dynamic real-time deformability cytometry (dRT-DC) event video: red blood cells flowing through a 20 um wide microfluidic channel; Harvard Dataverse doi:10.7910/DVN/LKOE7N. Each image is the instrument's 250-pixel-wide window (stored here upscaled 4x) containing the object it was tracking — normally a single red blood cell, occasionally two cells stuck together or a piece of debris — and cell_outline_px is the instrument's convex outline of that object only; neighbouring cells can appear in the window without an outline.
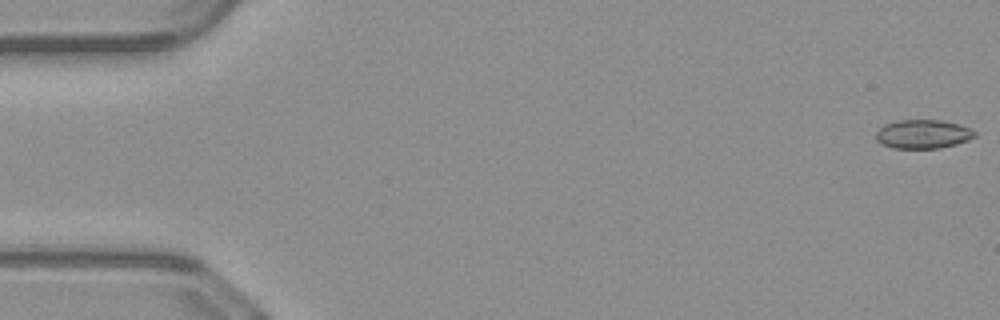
{"species": "common noctule bat (a hibernating species)", "species_latin": "Nyctalus noctula", "temperature_condition": "warm", "stored_images_in_passage": 51, "camera_frame_rate_fps": 3000, "um_per_image_px": 0.085, "animal": {"sex": "male", "body_mass_g": 23.1, "forearm_length_mm": 52.7}, "frame": {"image": 1, "passage_image": 1, "time_ms": 0.0, "image_size_px": [1000, 320], "cell_outline_px": [[976, 136], [968, 140], [956, 144], [940, 148], [892, 148], [880, 144], [876, 140], [876, 132], [884, 124], [900, 120], [940, 120], [960, 124], [972, 128], [976, 132]], "centroid_in_image_um": [78.46, 11.4], "position_along_channel_um": 6.5, "area_um2": 16.76}}
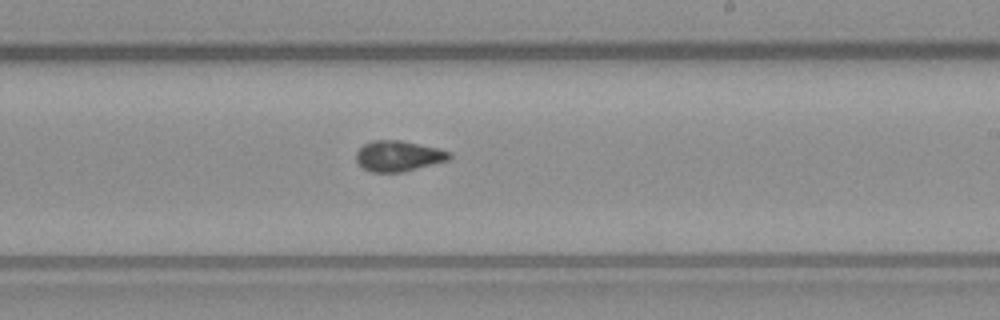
{"frame": {"image": 2, "passage_image": 30, "time_ms": 9.667, "image_size_px": [1000, 320], "cell_outline_px": [[452, 156], [448, 160], [404, 172], [372, 172], [364, 168], [356, 160], [356, 152], [364, 144], [372, 140], [400, 140], [440, 148], [452, 152]], "centroid_in_image_um": [33.89, 13.25], "position_along_channel_um": 255.1, "area_um2": 16.7}}
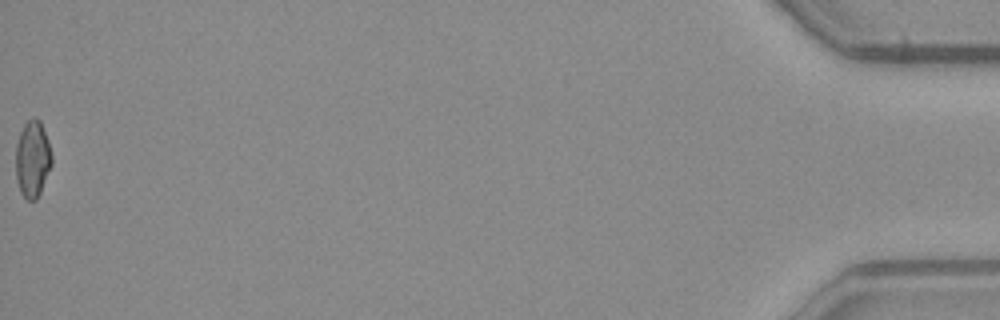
{"frame": {"image": 3, "passage_image": 51, "time_ms": 16.667, "image_size_px": [1000, 320], "cell_outline_px": [[52, 164], [40, 192], [36, 200], [28, 200], [20, 192], [16, 176], [16, 144], [20, 132], [24, 124], [32, 116], [36, 116], [40, 120], [48, 140], [52, 156]], "centroid_in_image_um": [2.77, 13.48], "position_along_channel_um": 432.4, "area_um2": 16.13}, "authors_computed_cell_mechanics": {"area_um2": 16.6464, "velocity_mm_per_s": 4.1076, "shape_relaxation_time_tau1_ms": null, "shape_relaxation_time_tau2_ms": 1.6122, "deformation_change_tau1": null, "deformation_change_tau2": 0.0714}}